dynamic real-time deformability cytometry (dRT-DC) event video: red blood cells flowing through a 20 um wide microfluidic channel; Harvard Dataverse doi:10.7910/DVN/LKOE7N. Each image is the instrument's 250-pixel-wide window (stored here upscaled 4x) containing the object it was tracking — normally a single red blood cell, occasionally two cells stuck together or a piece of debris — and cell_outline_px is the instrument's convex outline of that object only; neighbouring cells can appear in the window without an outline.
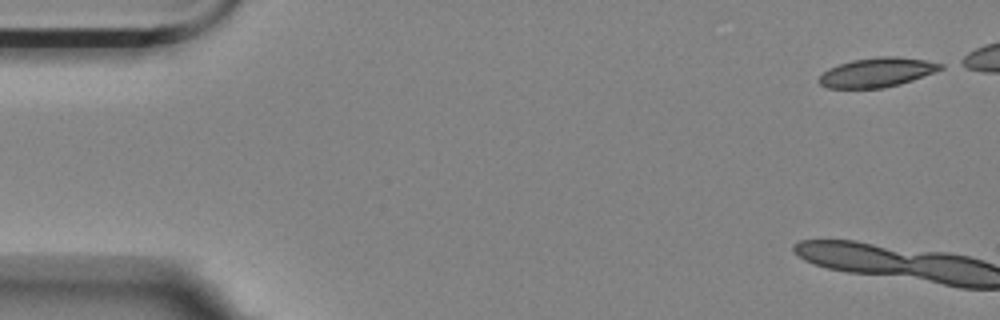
{"species": "Egyptian fruit bat (a non-hibernating species)", "species_latin": "Rousettus aegyptiacus", "temperature_condition": "room temperature", "stored_images_in_passage": 4, "camera_frame_rate_fps": 3000, "um_per_image_px": 0.085, "animal": {"sex": "female"}, "frame": {"image": 1, "passage_image": 1, "time_ms": 0.0, "image_size_px": [1000, 320], "cell_outline_px": [[944, 68], [912, 80], [900, 84], [884, 88], [828, 88], [820, 84], [816, 80], [828, 68], [852, 60], [880, 56], [896, 56], [924, 60], [944, 64]], "centroid_in_image_um": [74.52, 6.15], "position_along_channel_um": 10.5, "area_um2": 20.69}}